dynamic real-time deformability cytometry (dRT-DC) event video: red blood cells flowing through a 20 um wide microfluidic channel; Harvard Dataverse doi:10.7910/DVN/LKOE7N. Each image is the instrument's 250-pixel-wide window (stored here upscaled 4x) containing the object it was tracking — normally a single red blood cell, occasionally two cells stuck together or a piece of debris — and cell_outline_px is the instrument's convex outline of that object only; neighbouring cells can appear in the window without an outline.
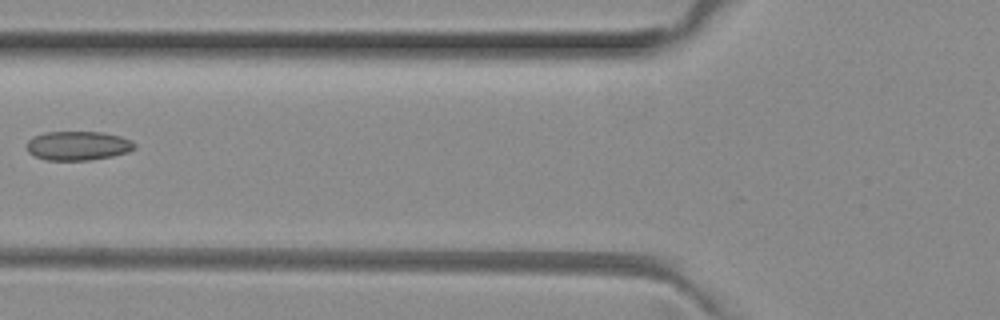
{"species": "common noctule bat (a hibernating species)", "species_latin": "Nyctalus noctula", "temperature_condition": "room temperature", "stored_images_in_passage": 6, "camera_frame_rate_fps": 3000, "um_per_image_px": 0.085, "animal": {"sex": "female", "body_mass_g": 29.2, "forearm_length_mm": 56.3}, "frame": {"image": 1, "passage_image": 4, "time_ms": 1.0, "image_size_px": [1000, 320], "cell_outline_px": [[136, 148], [128, 152], [112, 156], [88, 160], [48, 160], [36, 156], [28, 152], [28, 140], [32, 136], [44, 132], [100, 132], [120, 136], [132, 140], [136, 144]], "centroid_in_image_um": [6.65, 12.38], "position_along_channel_um": 119.2, "area_um2": 18.26}}
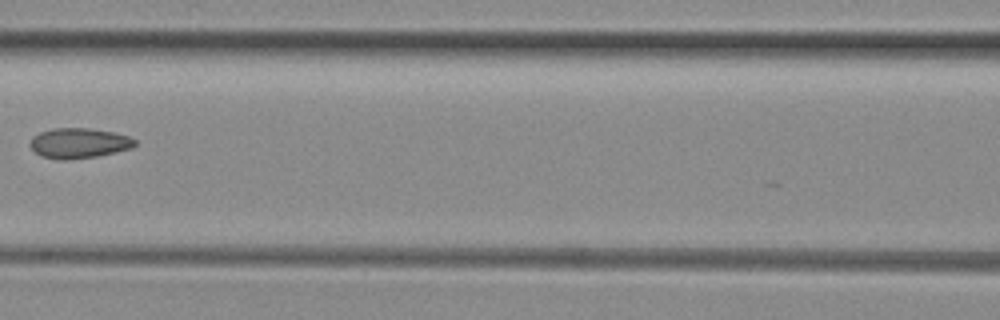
{"frame": {"image": 2, "passage_image": 5, "time_ms": 1.333, "image_size_px": [1000, 320], "cell_outline_px": [[136, 144], [132, 148], [116, 152], [96, 156], [68, 160], [60, 160], [40, 156], [32, 148], [32, 136], [40, 132], [52, 128], [88, 128], [116, 132], [128, 136], [136, 140]], "centroid_in_image_um": [6.73, 12.16], "position_along_channel_um": 159.9, "area_um2": 18.44}}
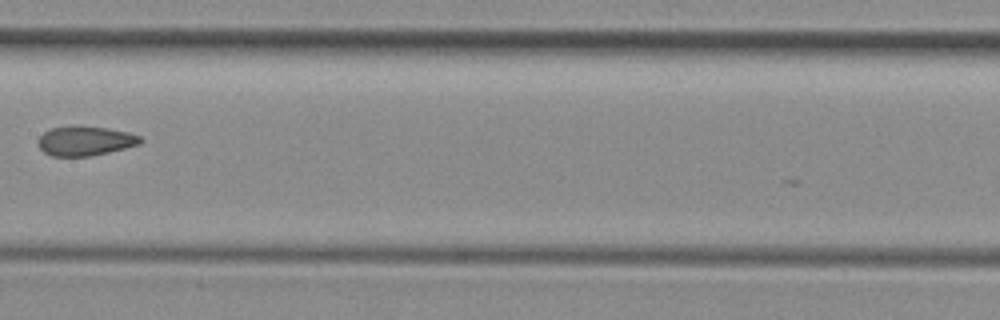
{"frame": {"image": 3, "passage_image": 6, "time_ms": 1.667, "image_size_px": [1000, 320], "cell_outline_px": [[144, 140], [140, 144], [108, 152], [88, 156], [52, 156], [44, 152], [36, 144], [36, 140], [44, 132], [52, 128], [108, 128], [128, 132], [140, 136]], "centroid_in_image_um": [7.24, 12.01], "position_along_channel_um": 200.2, "area_um2": 17.05}}